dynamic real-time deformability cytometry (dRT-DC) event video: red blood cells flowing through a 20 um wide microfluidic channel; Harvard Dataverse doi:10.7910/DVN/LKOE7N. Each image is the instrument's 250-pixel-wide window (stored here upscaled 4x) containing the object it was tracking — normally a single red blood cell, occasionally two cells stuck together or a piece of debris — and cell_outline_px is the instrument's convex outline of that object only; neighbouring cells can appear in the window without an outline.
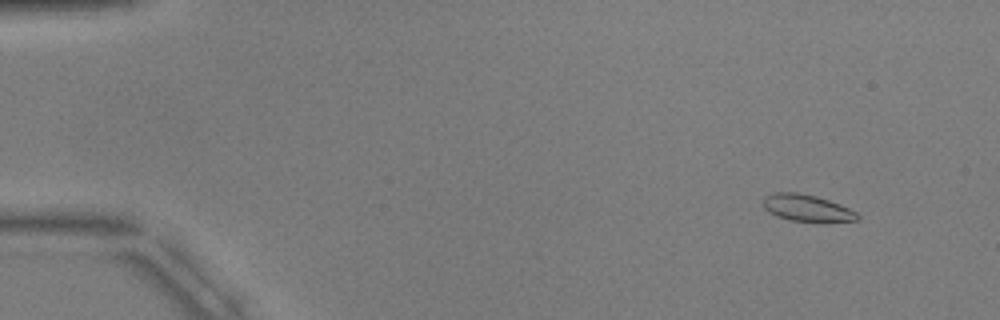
{"species": "common noctule bat (a hibernating species)", "species_latin": "Nyctalus noctula", "temperature_condition": "warm", "stored_images_in_passage": 6, "camera_frame_rate_fps": 3000, "um_per_image_px": 0.085, "animal": {"sex": "male", "body_mass_g": 17.9, "forearm_length_mm": 54.2}, "frame": {"image": 1, "passage_image": 2, "time_ms": 1.0, "image_size_px": [1000, 320], "cell_outline_px": [[860, 220], [824, 224], [788, 220], [776, 216], [768, 212], [764, 208], [764, 196], [772, 192], [796, 192], [816, 196], [840, 204], [856, 212], [860, 216]], "centroid_in_image_um": [68.63, 17.72], "position_along_channel_um": 16.4, "area_um2": 15.37}}
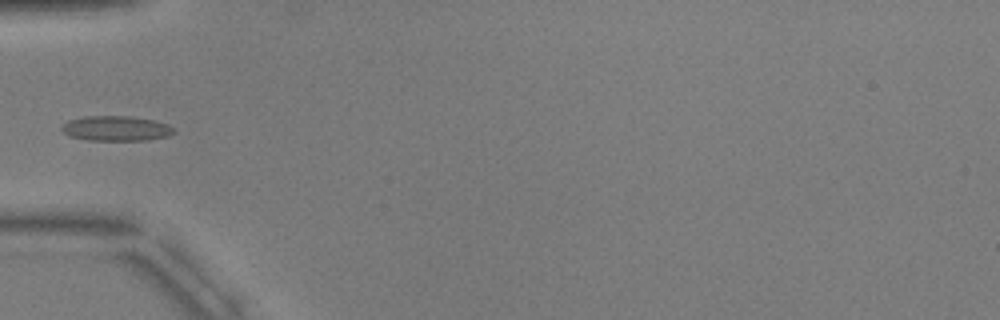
{"frame": {"image": 2, "passage_image": 6, "time_ms": 5.667, "image_size_px": [1000, 320], "cell_outline_px": [[176, 132], [168, 136], [148, 140], [88, 140], [72, 136], [64, 132], [60, 128], [68, 120], [84, 116], [128, 116], [152, 120], [168, 124]], "centroid_in_image_um": [9.88, 10.91], "position_along_channel_um": 75.1, "area_um2": 16.18}}